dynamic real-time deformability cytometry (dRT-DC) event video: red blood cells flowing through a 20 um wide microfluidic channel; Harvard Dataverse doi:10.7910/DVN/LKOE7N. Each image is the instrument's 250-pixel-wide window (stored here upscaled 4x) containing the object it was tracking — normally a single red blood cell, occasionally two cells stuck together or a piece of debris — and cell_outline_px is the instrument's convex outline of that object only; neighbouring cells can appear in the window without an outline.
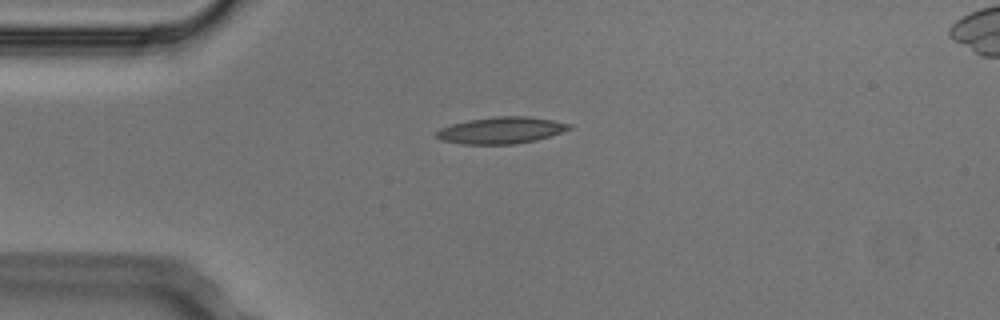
{"species": "Egyptian fruit bat (a non-hibernating species)", "species_latin": "Rousettus aegyptiacus", "temperature_condition": "cold", "stored_images_in_passage": 5, "camera_frame_rate_fps": 3000, "um_per_image_px": 0.085, "animal": {"sex": "male"}, "frame": {"image": 1, "passage_image": 5, "time_ms": 1.333, "image_size_px": [1000, 320], "cell_outline_px": [[572, 128], [536, 140], [516, 144], [460, 144], [440, 140], [436, 136], [436, 132], [440, 128], [452, 124], [468, 120], [496, 116], [528, 116], [552, 120], [572, 124]], "centroid_in_image_um": [42.57, 11.07], "position_along_channel_um": 42.4, "area_um2": 20.58}}